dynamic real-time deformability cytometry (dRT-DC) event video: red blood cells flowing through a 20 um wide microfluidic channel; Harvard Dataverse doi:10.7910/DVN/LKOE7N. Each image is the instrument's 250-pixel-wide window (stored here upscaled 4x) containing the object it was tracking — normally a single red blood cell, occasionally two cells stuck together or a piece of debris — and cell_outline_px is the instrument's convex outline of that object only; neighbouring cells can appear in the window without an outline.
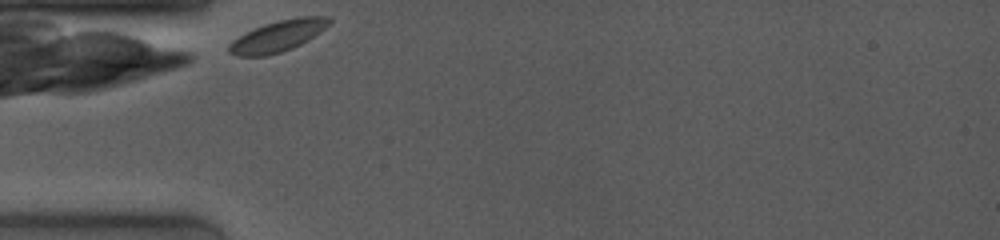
{"species": "common noctule bat (a hibernating species)", "species_latin": "Nyctalus noctula", "temperature_condition": "room temperature", "stored_images_in_passage": 33, "camera_frame_rate_fps": 4000, "um_per_image_px": 0.085, "animal": {"sex": "female", "body_mass_g": 19.0, "forearm_length_mm": 53.3}, "frame": {"image": 1, "passage_image": 1, "time_ms": 0.0, "image_size_px": [1000, 240], "cell_outline_px": [[332, 20], [320, 32], [308, 40], [292, 48], [280, 52], [264, 56], [236, 56], [228, 52], [228, 44], [232, 40], [264, 24], [280, 20], [300, 16], [328, 16]], "centroid_in_image_um": [23.62, 3.07], "position_along_channel_um": 61.4, "area_um2": 17.98}}